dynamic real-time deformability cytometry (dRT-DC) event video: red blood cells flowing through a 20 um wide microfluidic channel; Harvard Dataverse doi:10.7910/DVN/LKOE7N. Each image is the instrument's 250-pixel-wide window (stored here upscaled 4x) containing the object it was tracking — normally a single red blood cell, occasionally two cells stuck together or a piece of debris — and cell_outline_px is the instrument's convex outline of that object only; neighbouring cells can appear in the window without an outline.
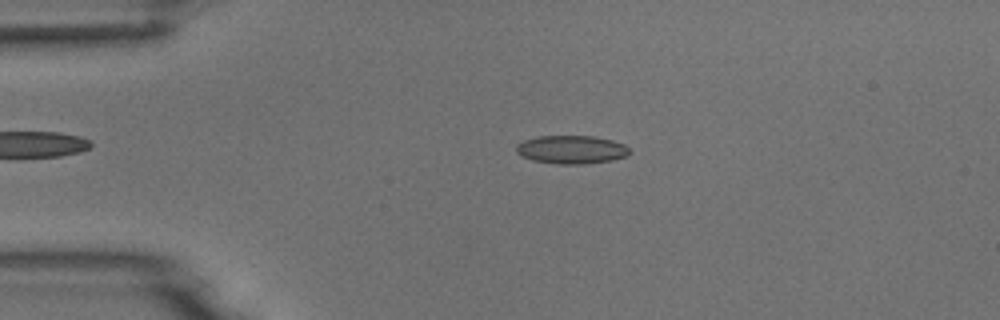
{"species": "common noctule bat (a hibernating species)", "species_latin": "Nyctalus noctula", "temperature_condition": "room temperature", "stored_images_in_passage": 4, "camera_frame_rate_fps": 3000, "um_per_image_px": 0.085, "animal": {"sex": "male", "body_mass_g": 18.8}, "frame": {"image": 1, "passage_image": 3, "time_ms": 2.333, "image_size_px": [1000, 320], "cell_outline_px": [[632, 152], [628, 156], [612, 160], [580, 164], [560, 164], [532, 160], [520, 156], [516, 152], [516, 144], [524, 140], [536, 136], [592, 136], [612, 140], [624, 144]], "centroid_in_image_um": [48.56, 12.71], "position_along_channel_um": 36.4, "area_um2": 18.79}}